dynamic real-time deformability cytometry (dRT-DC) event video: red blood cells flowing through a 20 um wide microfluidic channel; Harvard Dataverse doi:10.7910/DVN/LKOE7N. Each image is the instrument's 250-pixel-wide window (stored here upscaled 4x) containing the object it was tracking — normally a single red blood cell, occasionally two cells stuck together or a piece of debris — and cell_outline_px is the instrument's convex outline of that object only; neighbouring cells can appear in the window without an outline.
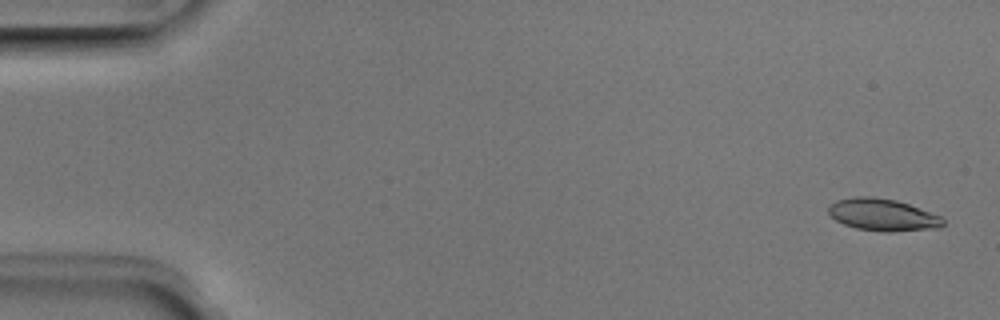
{"species": "Egyptian fruit bat (a non-hibernating species)", "species_latin": "Rousettus aegyptiacus", "temperature_condition": "room temperature", "stored_images_in_passage": 52, "camera_frame_rate_fps": 3000, "um_per_image_px": 0.085, "animal": {"sex": "male"}, "frame": {"image": 1, "passage_image": 2, "time_ms": 0.333, "image_size_px": [1000, 320], "cell_outline_px": [[944, 224], [940, 228], [892, 232], [880, 232], [856, 228], [844, 224], [836, 220], [828, 212], [828, 208], [836, 200], [852, 196], [872, 196], [896, 200], [908, 204], [940, 216], [944, 220]], "centroid_in_image_um": [75.02, 18.26], "position_along_channel_um": 10.0, "area_um2": 21.5}}
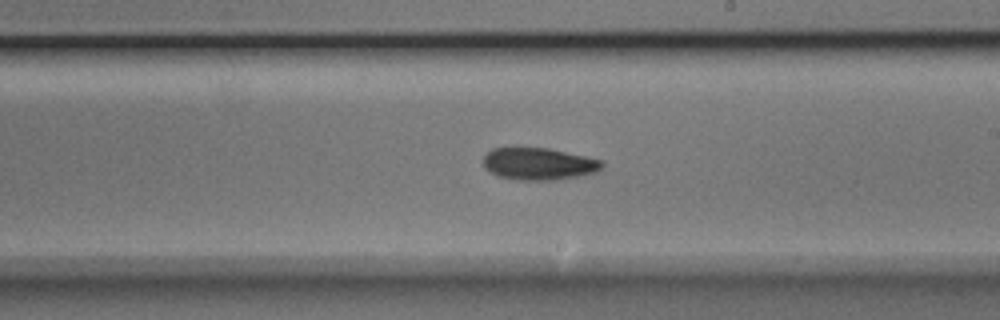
{"frame": {"image": 2, "passage_image": 30, "time_ms": 9.667, "image_size_px": [1000, 320], "cell_outline_px": [[604, 168], [596, 172], [556, 180], [516, 180], [496, 176], [484, 168], [484, 156], [492, 148], [548, 148], [604, 160]], "centroid_in_image_um": [45.81, 13.93], "position_along_channel_um": 243.2, "area_um2": 22.37}}
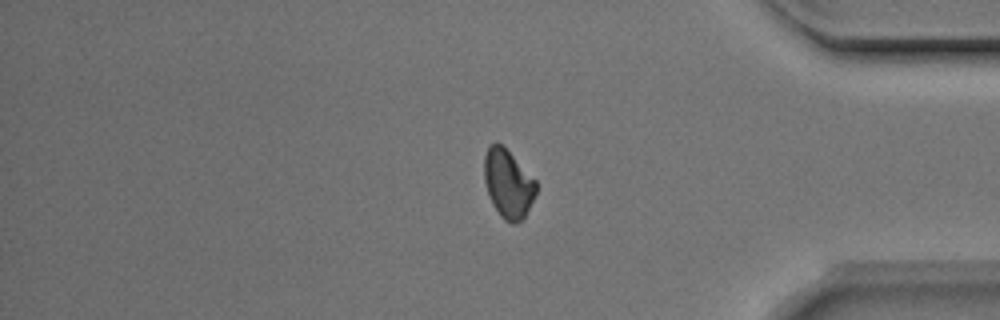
{"frame": {"image": 3, "passage_image": 43, "time_ms": 14.0, "image_size_px": [1000, 320], "cell_outline_px": [[536, 192], [524, 216], [516, 224], [512, 224], [504, 220], [500, 216], [492, 204], [484, 180], [484, 156], [488, 144], [496, 140], [536, 180]], "centroid_in_image_um": [43.15, 15.6], "position_along_channel_um": 392.0, "area_um2": 20.46}, "authors_computed_cell_mechanics": {"area_um2": 21.6461, "velocity_mm_per_s": 3.9488, "shape_relaxation_time_tau1_ms": 3.3794, "shape_relaxation_time_tau2_ms": 8.3523, "deformation_change_tau1": 0.1128, "deformation_change_tau2": 0.1404}}